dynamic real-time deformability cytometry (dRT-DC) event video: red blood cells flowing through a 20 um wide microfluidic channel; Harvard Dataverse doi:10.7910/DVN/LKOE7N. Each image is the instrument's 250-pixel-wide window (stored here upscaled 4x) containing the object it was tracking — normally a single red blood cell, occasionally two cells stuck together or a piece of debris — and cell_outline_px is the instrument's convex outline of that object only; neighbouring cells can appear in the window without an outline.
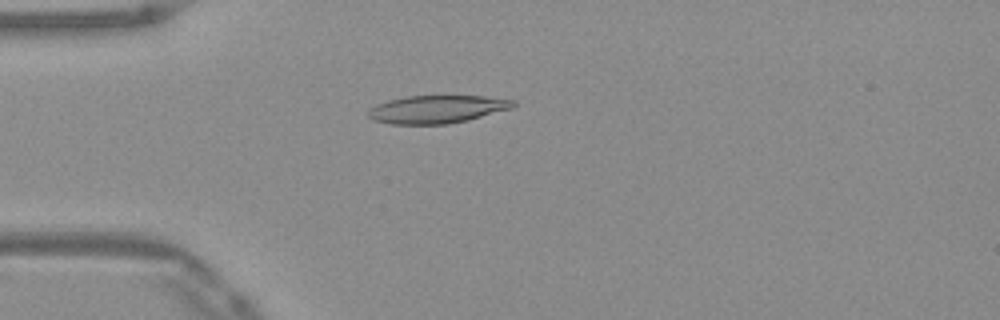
{"species": "Egyptian fruit bat (a non-hibernating species)", "species_latin": "Rousettus aegyptiacus", "temperature_condition": "warm", "stored_images_in_passage": 16, "camera_frame_rate_fps": 3000, "um_per_image_px": 0.085, "frame": {"image": 1, "passage_image": 14, "time_ms": 4.333, "image_size_px": [1000, 320], "cell_outline_px": [[516, 104], [512, 108], [468, 120], [448, 124], [392, 124], [372, 120], [368, 116], [368, 112], [376, 104], [388, 100], [404, 96], [484, 96], [516, 100]], "centroid_in_image_um": [37.15, 9.28], "position_along_channel_um": 47.8, "area_um2": 23.58}}